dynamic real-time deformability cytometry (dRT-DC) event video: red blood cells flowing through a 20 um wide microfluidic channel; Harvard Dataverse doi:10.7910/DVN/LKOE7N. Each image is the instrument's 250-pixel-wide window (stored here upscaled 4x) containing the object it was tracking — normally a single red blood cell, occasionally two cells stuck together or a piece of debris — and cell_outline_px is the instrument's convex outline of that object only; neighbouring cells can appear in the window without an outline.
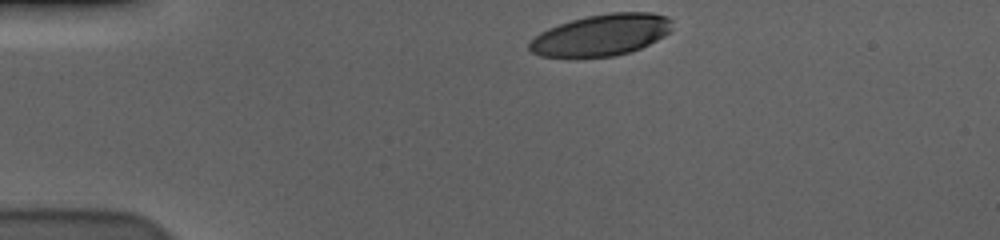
{"species": "human", "species_latin": "Homo sapiens", "temperature_condition": "cold", "stored_images_in_passage": 37, "camera_frame_rate_fps": 3000, "um_per_image_px": 0.085, "donor": {"sex": "male"}, "frame": {"image": 1, "passage_image": 1, "time_ms": 0.0, "image_size_px": [1000, 240], "cell_outline_px": [[672, 28], [664, 36], [640, 48], [628, 52], [612, 56], [576, 60], [540, 56], [532, 52], [528, 48], [528, 44], [540, 32], [548, 28], [572, 20], [588, 16], [612, 12], [652, 12], [668, 16], [672, 20]], "centroid_in_image_um": [51.07, 3.01], "position_along_channel_um": 33.9, "area_um2": 35.14}}
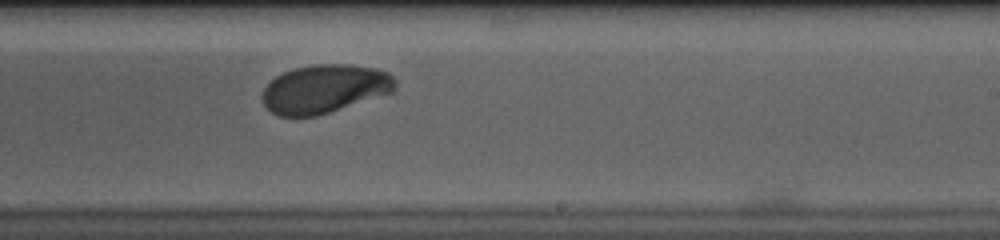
{"frame": {"image": 2, "passage_image": 25, "time_ms": 8.0, "image_size_px": [1000, 240], "cell_outline_px": [[396, 88], [392, 92], [316, 116], [276, 116], [264, 104], [260, 96], [264, 88], [276, 76], [292, 68], [312, 64], [352, 64], [376, 68], [388, 72], [396, 80]], "centroid_in_image_um": [27.58, 7.53], "position_along_channel_um": 261.4, "area_um2": 37.63}}
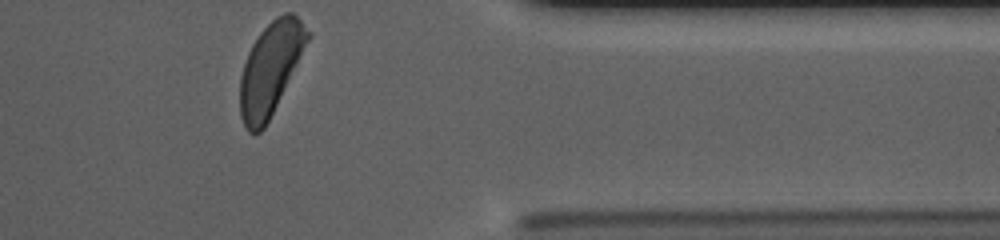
{"frame": {"image": 3, "passage_image": 37, "time_ms": 12.0, "image_size_px": [1000, 240], "cell_outline_px": [[312, 36], [264, 128], [260, 132], [248, 132], [240, 116], [240, 76], [248, 52], [252, 44], [260, 32], [276, 16], [284, 12], [292, 12], [312, 32]], "centroid_in_image_um": [23.0, 5.79], "position_along_channel_um": 388.4, "area_um2": 36.07}, "authors_computed_cell_mechanics": {"area_um2": 37.9746, "velocity_mm_per_s": 3.5351, "shape_relaxation_time_tau1_ms": 2.7341, "shape_relaxation_time_tau2_ms": null, "deformation_change_tau1": 0.1578, "deformation_change_tau2": null}}